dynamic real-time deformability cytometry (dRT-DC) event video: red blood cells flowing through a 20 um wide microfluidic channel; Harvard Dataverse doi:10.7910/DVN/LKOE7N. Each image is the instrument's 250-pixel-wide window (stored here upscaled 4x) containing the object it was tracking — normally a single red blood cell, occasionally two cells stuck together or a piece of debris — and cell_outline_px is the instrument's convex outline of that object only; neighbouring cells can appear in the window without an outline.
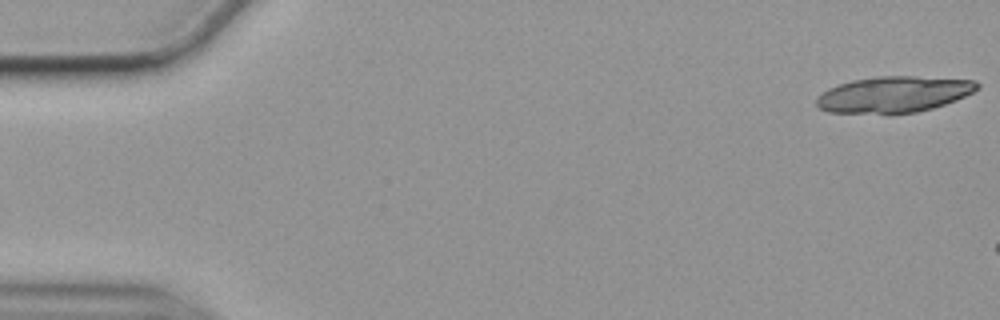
{"species": "common noctule bat (a hibernating species)", "species_latin": "Nyctalus noctula", "temperature_condition": "cold", "stored_images_in_passage": 8, "camera_frame_rate_fps": 3000, "um_per_image_px": 0.085, "animal": {"sex": "female", "body_mass_g": 19.9}, "frame": {"image": 1, "passage_image": 1, "time_ms": 0.0, "image_size_px": [1000, 320], "cell_outline_px": [[980, 88], [956, 100], [932, 108], [916, 112], [888, 116], [828, 112], [820, 108], [816, 104], [816, 100], [828, 88], [852, 80], [880, 76], [916, 76], [976, 80], [980, 84]], "centroid_in_image_um": [75.97, 8.06], "position_along_channel_um": 9.0, "area_um2": 34.51}}